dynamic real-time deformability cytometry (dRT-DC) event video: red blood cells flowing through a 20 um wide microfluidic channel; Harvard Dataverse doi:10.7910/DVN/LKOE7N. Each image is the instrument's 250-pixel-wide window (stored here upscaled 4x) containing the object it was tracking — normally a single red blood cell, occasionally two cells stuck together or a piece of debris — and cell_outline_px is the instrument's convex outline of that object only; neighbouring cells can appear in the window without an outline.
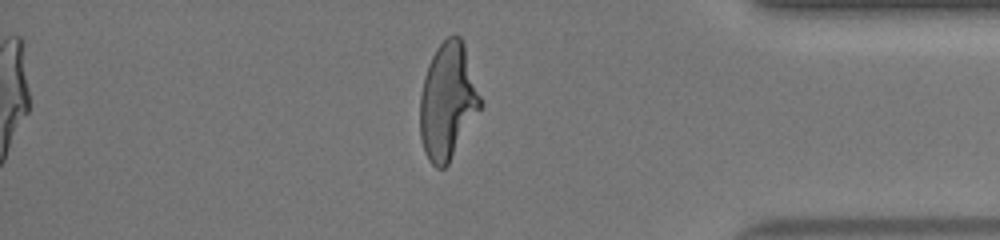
{"species": "human", "species_latin": "Homo sapiens", "temperature_condition": "warm", "stored_images_in_passage": 32, "camera_frame_rate_fps": 3000, "um_per_image_px": 0.085, "donor": {"sex": "female"}, "frame": {"image": 1, "passage_image": 28, "time_ms": 9.0, "image_size_px": [1000, 240], "cell_outline_px": [[480, 108], [448, 164], [444, 168], [436, 168], [428, 160], [424, 152], [420, 136], [420, 96], [424, 76], [428, 64], [436, 48], [448, 36], [460, 36], [464, 44], [480, 96]], "centroid_in_image_um": [38.02, 8.62], "position_along_channel_um": 397.2, "area_um2": 40.34}}